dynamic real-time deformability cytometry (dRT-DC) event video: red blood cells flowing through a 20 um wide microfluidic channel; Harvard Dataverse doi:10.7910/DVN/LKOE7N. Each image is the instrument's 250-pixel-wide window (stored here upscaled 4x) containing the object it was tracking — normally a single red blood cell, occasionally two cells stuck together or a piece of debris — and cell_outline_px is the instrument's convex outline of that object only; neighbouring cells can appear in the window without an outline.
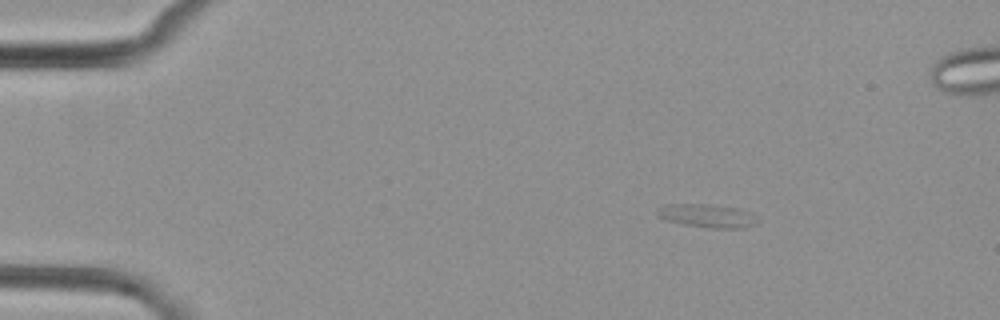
{"species": "common noctule bat (a hibernating species)", "species_latin": "Nyctalus noctula", "temperature_condition": "cold", "stored_images_in_passage": 7, "camera_frame_rate_fps": 3000, "um_per_image_px": 0.085, "animal": {"sex": "female", "body_mass_g": 29.2, "forearm_length_mm": 56.3}, "frame": {"image": 1, "passage_image": 3, "time_ms": 2.333, "image_size_px": [1000, 320], "cell_outline_px": [[760, 220], [756, 224], [744, 228], [708, 228], [684, 224], [664, 220], [656, 216], [656, 208], [660, 204], [708, 204], [740, 208], [752, 212]], "centroid_in_image_um": [60.1, 18.33], "position_along_channel_um": 24.9, "area_um2": 14.16}}